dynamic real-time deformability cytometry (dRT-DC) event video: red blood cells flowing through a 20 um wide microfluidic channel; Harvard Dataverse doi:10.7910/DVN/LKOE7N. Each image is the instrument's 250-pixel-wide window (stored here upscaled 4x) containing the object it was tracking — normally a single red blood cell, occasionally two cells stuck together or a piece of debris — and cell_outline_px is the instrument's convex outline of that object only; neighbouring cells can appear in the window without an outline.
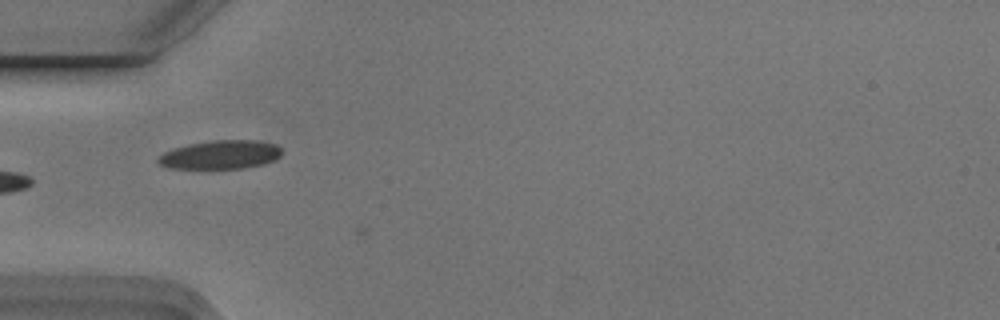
{"species": "Egyptian fruit bat (a non-hibernating species)", "species_latin": "Rousettus aegyptiacus", "temperature_condition": "cold", "stored_images_in_passage": 6, "camera_frame_rate_fps": 3000, "um_per_image_px": 0.085, "animal": {"sex": "male"}, "frame": {"image": 1, "passage_image": 5, "time_ms": 1.333, "image_size_px": [1000, 320], "cell_outline_px": [[280, 156], [276, 160], [264, 164], [244, 168], [168, 168], [160, 164], [156, 160], [164, 152], [172, 148], [188, 144], [212, 140], [260, 140], [276, 144], [280, 148]], "centroid_in_image_um": [18.76, 13.14], "position_along_channel_um": 66.2, "area_um2": 20.75}}